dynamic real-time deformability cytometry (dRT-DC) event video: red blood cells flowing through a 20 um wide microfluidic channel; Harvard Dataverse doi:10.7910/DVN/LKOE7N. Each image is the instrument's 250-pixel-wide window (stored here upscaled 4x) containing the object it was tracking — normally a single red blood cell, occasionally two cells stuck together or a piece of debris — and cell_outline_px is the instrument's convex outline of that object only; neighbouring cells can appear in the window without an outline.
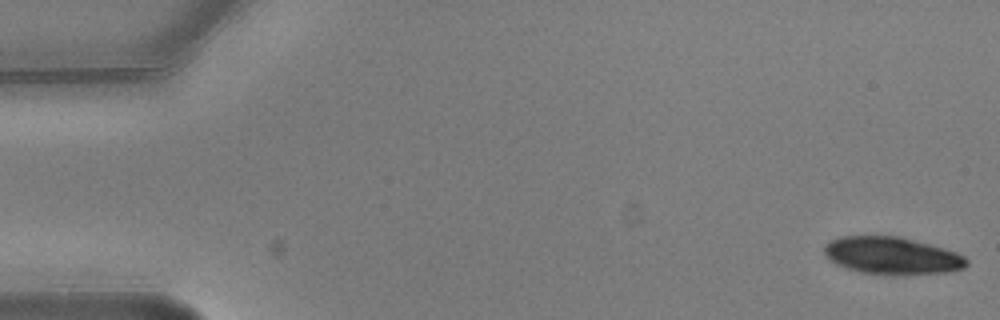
{"species": "common noctule bat (a hibernating species)", "species_latin": "Nyctalus noctula", "temperature_condition": "warm", "stored_images_in_passage": 6, "camera_frame_rate_fps": 3000, "um_per_image_px": 0.085, "animal": {"sex": "male", "body_mass_g": 20.5, "forearm_length_mm": 52.5}, "frame": {"image": 1, "passage_image": 1, "time_ms": 0.0, "image_size_px": [1000, 320], "cell_outline_px": [[968, 264], [964, 268], [948, 272], [860, 272], [836, 264], [828, 260], [824, 252], [824, 244], [840, 236], [900, 236], [944, 248], [956, 252], [964, 256], [968, 260]], "centroid_in_image_um": [75.79, 21.68], "position_along_channel_um": 9.2, "area_um2": 30.06}}